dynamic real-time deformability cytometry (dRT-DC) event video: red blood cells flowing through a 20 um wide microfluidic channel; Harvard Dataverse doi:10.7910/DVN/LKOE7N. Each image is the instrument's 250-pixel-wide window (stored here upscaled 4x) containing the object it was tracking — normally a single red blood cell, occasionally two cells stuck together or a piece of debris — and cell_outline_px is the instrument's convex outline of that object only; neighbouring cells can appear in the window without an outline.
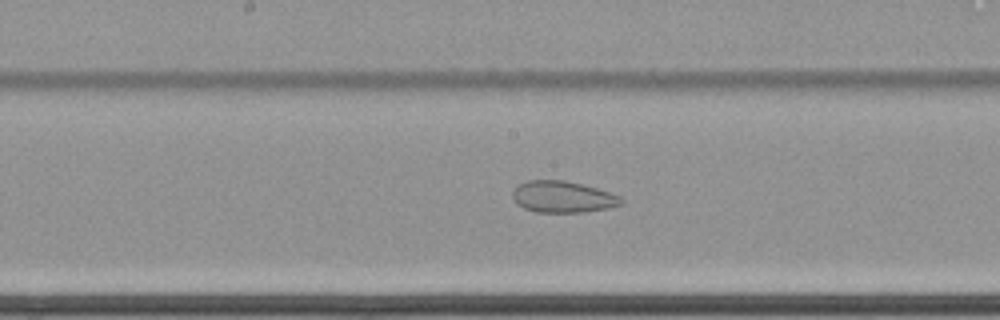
{"species": "common noctule bat (a hibernating species)", "species_latin": "Nyctalus noctula", "temperature_condition": "cold", "stored_images_in_passage": 52, "camera_frame_rate_fps": 3000, "um_per_image_px": 0.085, "animal": {"sex": "female", "body_mass_g": 22.7, "forearm_length_mm": 54.2}, "frame": {"image": 1, "passage_image": 24, "time_ms": 7.667, "image_size_px": [1000, 320], "cell_outline_px": [[624, 204], [608, 208], [584, 212], [536, 212], [524, 208], [516, 204], [512, 196], [512, 192], [520, 184], [528, 180], [564, 180], [596, 188], [620, 196], [624, 200]], "centroid_in_image_um": [47.84, 16.74], "position_along_channel_um": 200.4, "area_um2": 19.88}}
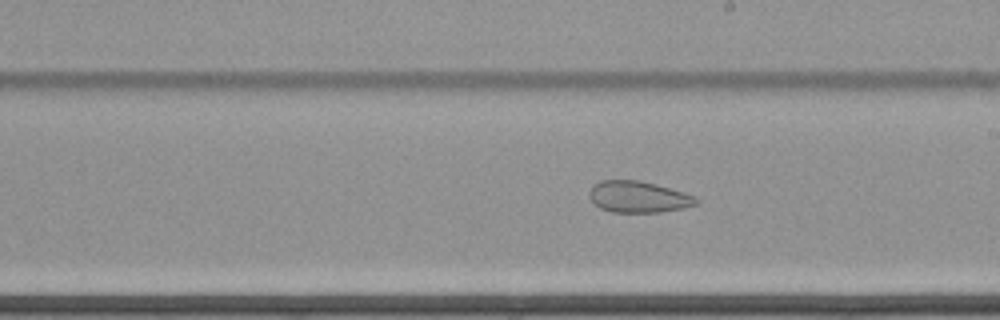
{"frame": {"image": 2, "passage_image": 27, "time_ms": 8.667, "image_size_px": [1000, 320], "cell_outline_px": [[700, 200], [696, 204], [684, 208], [660, 212], [612, 212], [600, 208], [588, 196], [588, 192], [592, 184], [600, 180], [640, 180], [656, 184], [696, 196]], "centroid_in_image_um": [54.24, 16.72], "position_along_channel_um": 234.8, "area_um2": 19.71}}
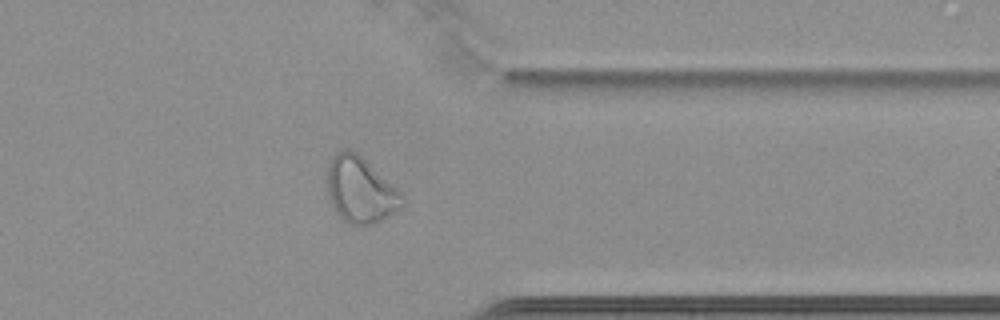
{"frame": {"image": 3, "passage_image": 40, "time_ms": 13.0, "image_size_px": [1000, 320], "cell_outline_px": [[408, 200], [400, 208], [380, 220], [372, 224], [348, 224], [336, 212], [332, 204], [328, 192], [328, 164], [332, 156], [336, 152], [344, 148], [348, 148], [356, 152], [404, 192]], "centroid_in_image_um": [30.69, 16.12], "position_along_channel_um": 380.7, "area_um2": 29.02}, "authors_computed_cell_mechanics": {"area_um2": 27.455, "velocity_mm_per_s": 3.4549, "shape_relaxation_time_tau1_ms": null, "shape_relaxation_time_tau2_ms": 1.9985, "deformation_change_tau1": null, "deformation_change_tau2": 0.0711}}